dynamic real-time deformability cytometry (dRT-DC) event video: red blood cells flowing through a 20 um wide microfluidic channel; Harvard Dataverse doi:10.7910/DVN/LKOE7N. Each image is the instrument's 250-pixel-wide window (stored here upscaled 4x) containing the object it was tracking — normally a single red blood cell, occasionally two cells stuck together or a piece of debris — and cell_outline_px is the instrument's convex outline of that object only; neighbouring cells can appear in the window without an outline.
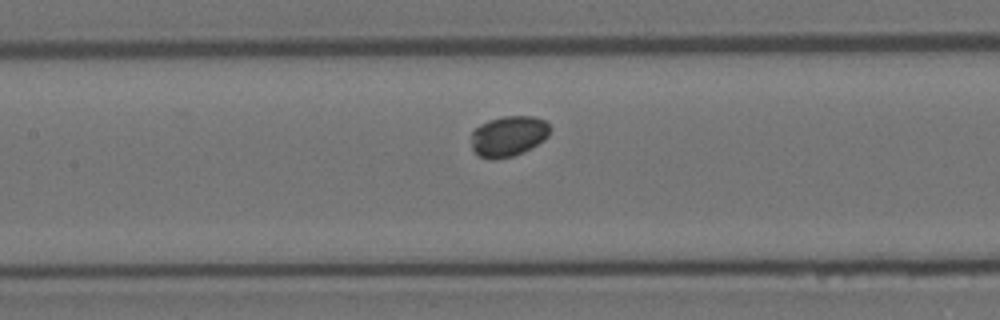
{"species": "Egyptian fruit bat (a non-hibernating species)", "species_latin": "Rousettus aegyptiacus", "temperature_condition": "room temperature", "stored_images_in_passage": 9, "camera_frame_rate_fps": 3000, "um_per_image_px": 0.085, "animal": {"sex": "female"}, "frame": {"image": 1, "passage_image": 8, "time_ms": 9.0, "image_size_px": [1000, 320], "cell_outline_px": [[552, 128], [548, 136], [544, 140], [524, 152], [512, 156], [496, 160], [492, 160], [480, 156], [472, 148], [472, 132], [480, 124], [488, 120], [504, 116], [536, 116], [544, 120]], "centroid_in_image_um": [43.24, 11.56], "position_along_channel_um": 164.2, "area_um2": 18.73}}
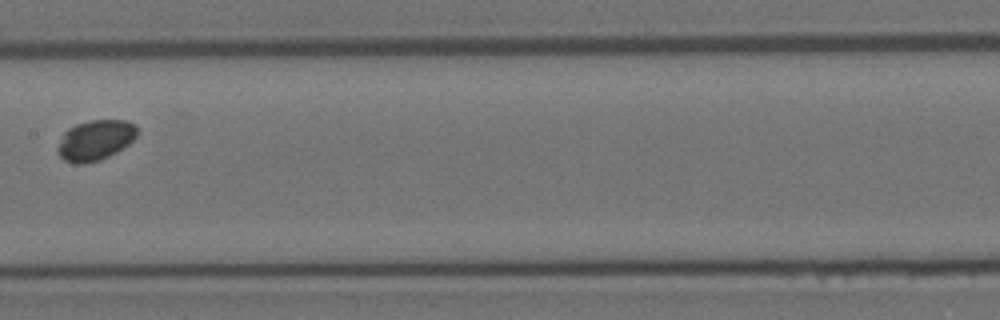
{"frame": {"image": 2, "passage_image": 9, "time_ms": 10.0, "image_size_px": [1000, 320], "cell_outline_px": [[136, 136], [128, 144], [116, 152], [100, 160], [84, 164], [72, 164], [64, 160], [56, 152], [56, 148], [64, 132], [68, 128], [76, 124], [88, 120], [128, 120], [136, 124]], "centroid_in_image_um": [8.07, 11.92], "position_along_channel_um": 199.3, "area_um2": 18.84}}